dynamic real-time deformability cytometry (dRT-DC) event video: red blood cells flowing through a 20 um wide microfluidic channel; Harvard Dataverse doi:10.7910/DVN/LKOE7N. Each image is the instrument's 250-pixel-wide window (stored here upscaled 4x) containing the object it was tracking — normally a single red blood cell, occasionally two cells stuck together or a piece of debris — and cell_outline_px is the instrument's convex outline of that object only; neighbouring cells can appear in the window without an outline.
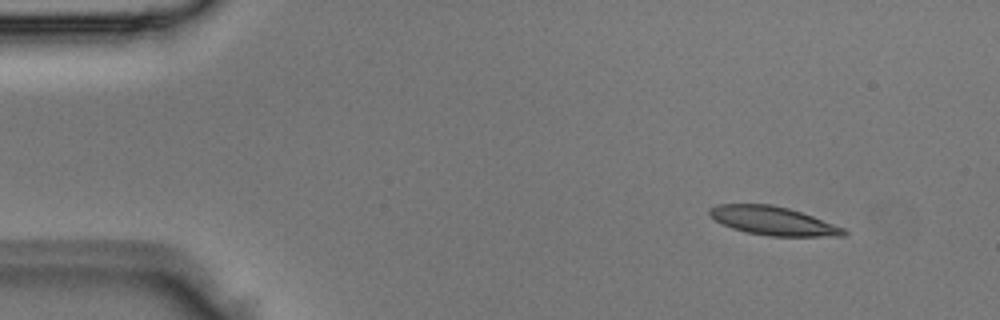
{"species": "Egyptian fruit bat (a non-hibernating species)", "species_latin": "Rousettus aegyptiacus", "temperature_condition": "room temperature", "stored_images_in_passage": 3, "camera_frame_rate_fps": 3000, "um_per_image_px": 0.085, "animal": {"sex": "male"}, "frame": {"image": 1, "passage_image": 1, "time_ms": 0.0, "image_size_px": [1000, 320], "cell_outline_px": [[848, 232], [844, 236], [768, 236], [744, 232], [732, 228], [708, 216], [708, 208], [716, 204], [772, 204], [788, 208], [812, 216], [844, 228]], "centroid_in_image_um": [65.67, 18.77], "position_along_channel_um": 19.3, "area_um2": 22.37}}